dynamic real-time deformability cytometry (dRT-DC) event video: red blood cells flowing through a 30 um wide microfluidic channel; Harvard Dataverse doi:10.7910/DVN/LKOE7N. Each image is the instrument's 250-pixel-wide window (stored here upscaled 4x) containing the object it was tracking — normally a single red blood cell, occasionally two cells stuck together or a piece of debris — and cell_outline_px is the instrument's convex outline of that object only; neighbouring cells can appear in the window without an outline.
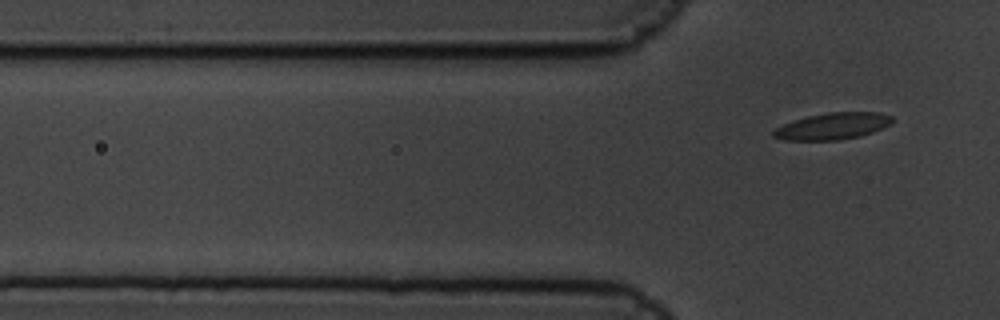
{"species": "common noctule bat (a hibernating species)", "species_latin": "Nyctalus noctula", "temperature_condition": "cold", "stored_images_in_passage": 8, "segment_of_instrument_passage": [2, 2], "camera_frame_rate_fps": 3000, "um_per_image_px": 0.085, "animal": {"sex": "male", "body_mass_g": 19.5, "forearm_length_mm": 54.6}, "frame": {"image": 1, "passage_image": 8, "time_ms": 2.333, "image_size_px": [1000, 320], "cell_outline_px": [[892, 124], [872, 132], [860, 136], [840, 140], [784, 140], [772, 136], [772, 132], [776, 128], [792, 120], [808, 116], [828, 112], [876, 112], [892, 116]], "centroid_in_image_um": [70.77, 10.72], "position_along_channel_um": 55.0, "area_um2": 18.44}}